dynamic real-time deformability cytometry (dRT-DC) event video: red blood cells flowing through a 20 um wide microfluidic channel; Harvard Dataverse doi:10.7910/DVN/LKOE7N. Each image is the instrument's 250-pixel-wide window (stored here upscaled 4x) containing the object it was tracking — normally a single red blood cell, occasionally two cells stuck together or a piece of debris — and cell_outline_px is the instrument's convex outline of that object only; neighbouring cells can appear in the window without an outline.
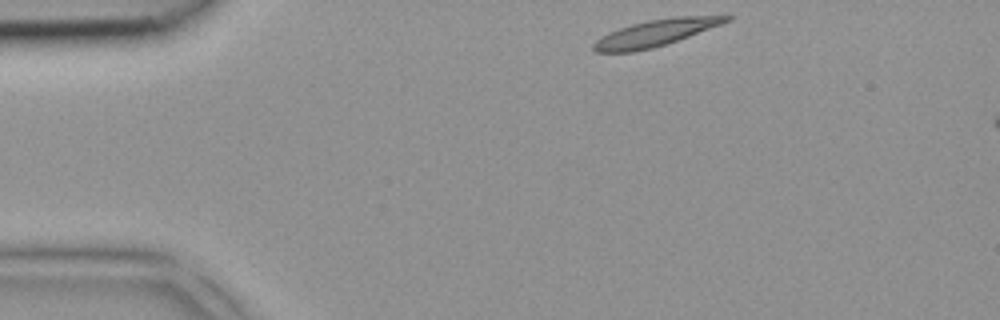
{"species": "common noctule bat (a hibernating species)", "species_latin": "Nyctalus noctula", "temperature_condition": "room temperature", "stored_images_in_passage": 3, "camera_frame_rate_fps": 3000, "um_per_image_px": 0.085, "animal": {"sex": "female", "body_mass_g": 18.4}, "frame": {"image": 1, "passage_image": 1, "time_ms": 0.0, "image_size_px": [1000, 320], "cell_outline_px": [[732, 20], [688, 36], [652, 48], [632, 52], [596, 52], [592, 48], [592, 44], [596, 40], [608, 32], [632, 24], [648, 20], [676, 16], [732, 16]], "centroid_in_image_um": [55.67, 2.8], "position_along_channel_um": 29.3, "area_um2": 20.17}}